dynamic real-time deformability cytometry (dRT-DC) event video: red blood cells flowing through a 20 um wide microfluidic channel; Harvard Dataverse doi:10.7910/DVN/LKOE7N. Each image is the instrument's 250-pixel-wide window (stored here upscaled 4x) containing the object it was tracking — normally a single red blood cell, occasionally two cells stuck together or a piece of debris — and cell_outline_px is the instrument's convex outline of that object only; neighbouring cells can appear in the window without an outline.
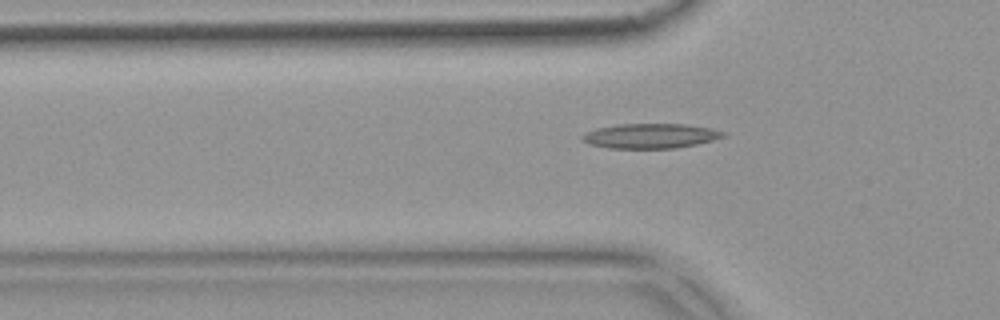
{"species": "common noctule bat (a hibernating species)", "species_latin": "Nyctalus noctula", "temperature_condition": "warm", "stored_images_in_passage": 53, "camera_frame_rate_fps": 3000, "um_per_image_px": 0.085, "animal": {"sex": "female", "body_mass_g": 18.4}, "frame": {"image": 1, "passage_image": 17, "time_ms": 5.333, "image_size_px": [1000, 320], "cell_outline_px": [[728, 132], [724, 136], [712, 140], [696, 144], [676, 148], [608, 148], [588, 144], [580, 140], [580, 136], [584, 132], [596, 128], [616, 124], [688, 124], [712, 128]], "centroid_in_image_um": [55.25, 11.54], "position_along_channel_um": 70.6, "area_um2": 20.63}}
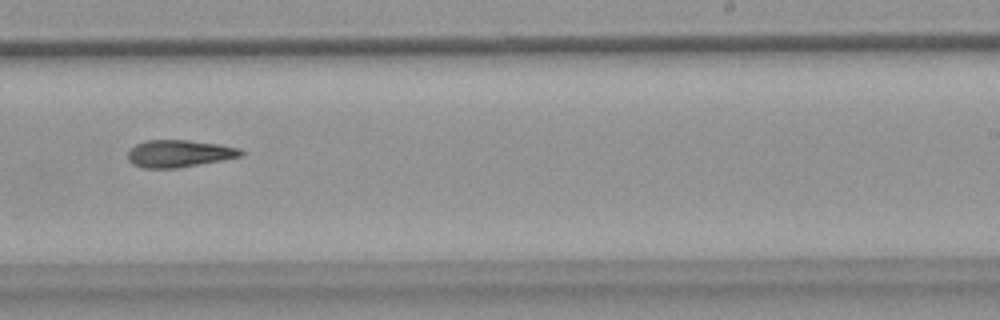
{"frame": {"image": 2, "passage_image": 33, "time_ms": 10.667, "image_size_px": [1000, 320], "cell_outline_px": [[244, 156], [224, 160], [176, 168], [140, 168], [132, 164], [128, 160], [128, 152], [136, 144], [144, 140], [188, 140], [220, 144], [240, 148], [244, 152]], "centroid_in_image_um": [15.25, 13.05], "position_along_channel_um": 273.8, "area_um2": 18.15}}
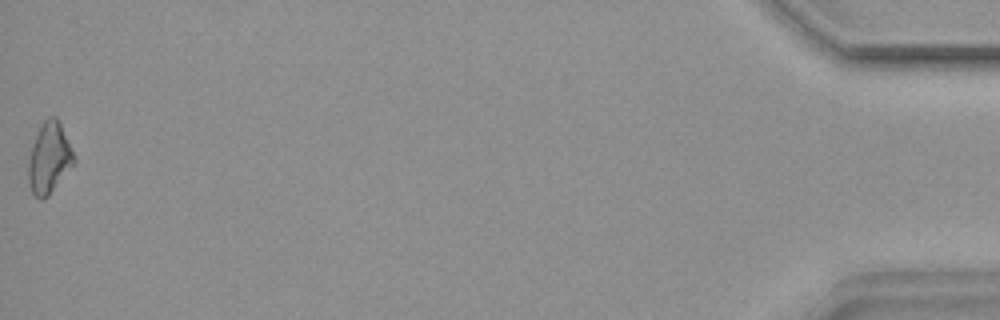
{"frame": {"image": 3, "passage_image": 53, "time_ms": 17.333, "image_size_px": [1000, 320], "cell_outline_px": [[76, 160], [48, 196], [40, 200], [32, 192], [28, 184], [28, 160], [32, 144], [44, 120], [48, 116], [56, 116], [60, 124]], "centroid_in_image_um": [4.15, 13.45], "position_along_channel_um": 431.1, "area_um2": 18.38}}